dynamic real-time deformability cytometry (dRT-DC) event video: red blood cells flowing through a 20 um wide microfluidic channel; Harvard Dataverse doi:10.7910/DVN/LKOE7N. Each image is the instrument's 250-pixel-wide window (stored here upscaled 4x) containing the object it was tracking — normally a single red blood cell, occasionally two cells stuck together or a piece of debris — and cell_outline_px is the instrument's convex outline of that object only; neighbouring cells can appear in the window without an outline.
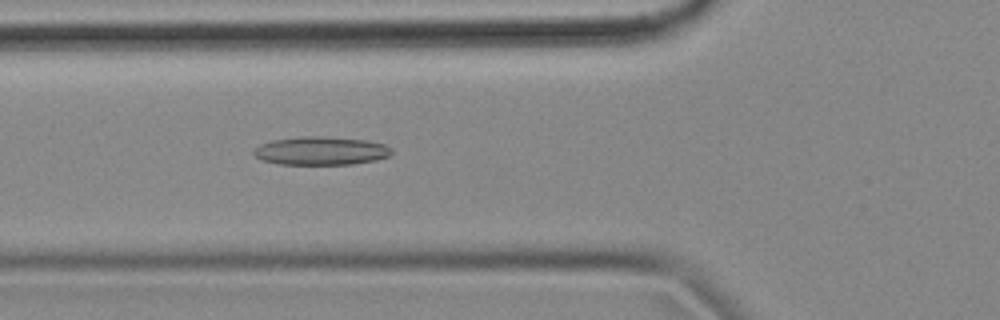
{"species": "common noctule bat (a hibernating species)", "species_latin": "Nyctalus noctula", "temperature_condition": "cold", "stored_images_in_passage": 56, "camera_frame_rate_fps": 3000, "um_per_image_px": 0.085, "animal": {"sex": "female", "body_mass_g": 18.4}, "frame": {"image": 1, "passage_image": 20, "time_ms": 6.333, "image_size_px": [1000, 320], "cell_outline_px": [[392, 156], [376, 160], [352, 164], [280, 164], [260, 160], [252, 152], [260, 144], [272, 140], [300, 136], [320, 136], [364, 140], [384, 144], [392, 148]], "centroid_in_image_um": [27.29, 12.82], "position_along_channel_um": 98.5, "area_um2": 22.83}}
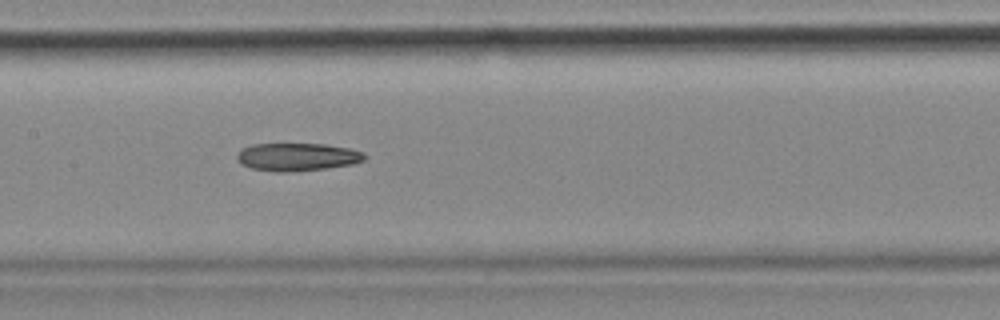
{"frame": {"image": 2, "passage_image": 27, "time_ms": 8.667, "image_size_px": [1000, 320], "cell_outline_px": [[368, 156], [364, 160], [352, 164], [328, 168], [288, 172], [276, 172], [252, 168], [240, 164], [236, 160], [236, 152], [252, 144], [324, 144], [348, 148], [364, 152]], "centroid_in_image_um": [25.25, 13.34], "position_along_channel_um": 182.1, "area_um2": 20.87}}
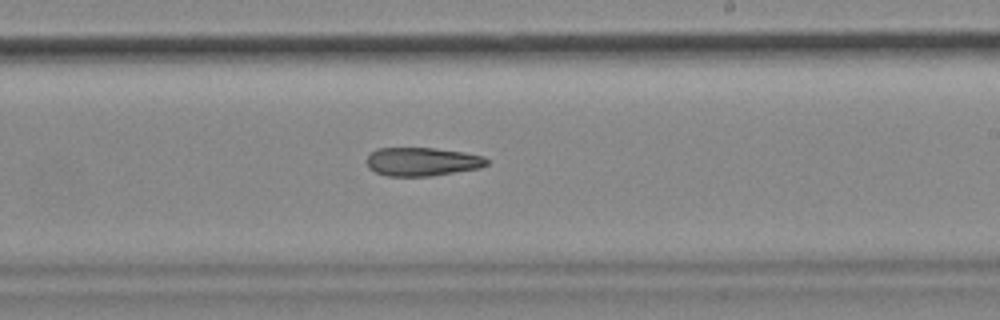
{"frame": {"image": 3, "passage_image": 33, "time_ms": 10.667, "image_size_px": [1000, 320], "cell_outline_px": [[488, 164], [480, 168], [432, 176], [388, 176], [376, 172], [368, 168], [368, 156], [376, 148], [432, 148], [464, 152], [484, 156], [488, 160]], "centroid_in_image_um": [35.91, 13.74], "position_along_channel_um": 253.1, "area_um2": 19.94}}